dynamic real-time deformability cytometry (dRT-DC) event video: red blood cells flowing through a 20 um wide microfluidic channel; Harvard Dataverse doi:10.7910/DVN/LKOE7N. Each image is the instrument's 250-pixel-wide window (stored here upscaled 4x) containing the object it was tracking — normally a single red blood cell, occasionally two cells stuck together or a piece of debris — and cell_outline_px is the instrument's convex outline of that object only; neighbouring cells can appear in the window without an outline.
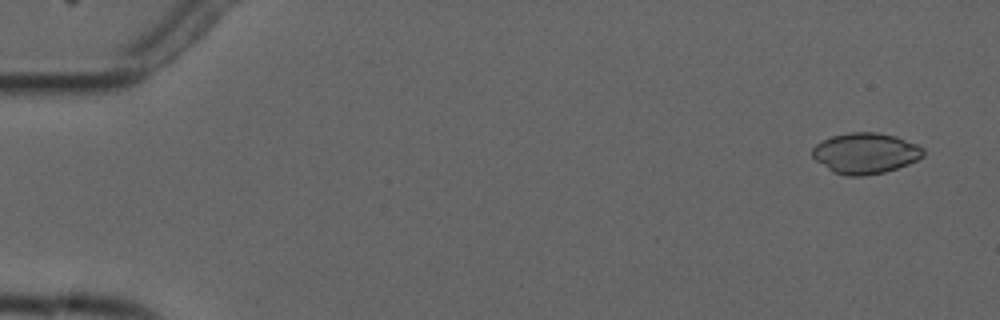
{"species": "common noctule bat (a hibernating species)", "species_latin": "Nyctalus noctula", "temperature_condition": "cold", "stored_images_in_passage": 5, "camera_frame_rate_fps": 3000, "um_per_image_px": 0.085, "animal": {"sex": "male", "forearm_length_mm": 52.5}, "frame": {"image": 1, "passage_image": 1, "time_ms": 0.0, "image_size_px": [1000, 320], "cell_outline_px": [[924, 156], [908, 164], [884, 172], [864, 176], [848, 176], [832, 172], [816, 160], [812, 156], [812, 148], [816, 144], [832, 136], [848, 132], [876, 132], [896, 136], [916, 144], [924, 148]], "centroid_in_image_um": [73.56, 13.02], "position_along_channel_um": 11.4, "area_um2": 26.36}}
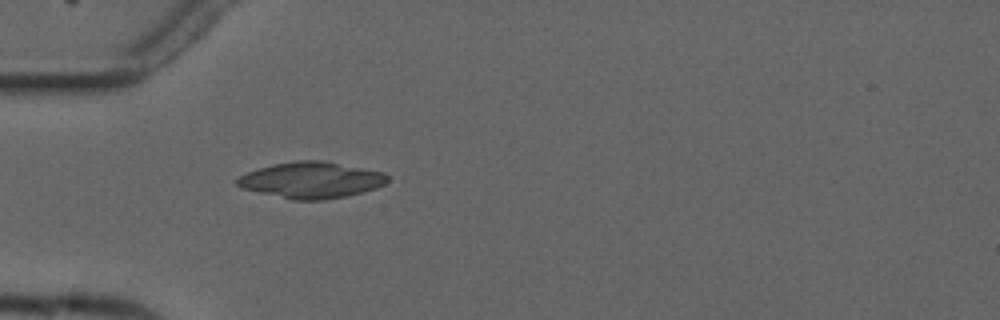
{"frame": {"image": 2, "passage_image": 5, "time_ms": 4.667, "image_size_px": [1000, 320], "cell_outline_px": [[388, 180], [384, 184], [376, 188], [348, 196], [324, 200], [292, 200], [244, 188], [236, 184], [236, 180], [240, 176], [248, 172], [272, 164], [296, 160], [324, 160], [384, 172], [388, 176]], "centroid_in_image_um": [26.5, 15.3], "position_along_channel_um": 58.5, "area_um2": 31.67}}